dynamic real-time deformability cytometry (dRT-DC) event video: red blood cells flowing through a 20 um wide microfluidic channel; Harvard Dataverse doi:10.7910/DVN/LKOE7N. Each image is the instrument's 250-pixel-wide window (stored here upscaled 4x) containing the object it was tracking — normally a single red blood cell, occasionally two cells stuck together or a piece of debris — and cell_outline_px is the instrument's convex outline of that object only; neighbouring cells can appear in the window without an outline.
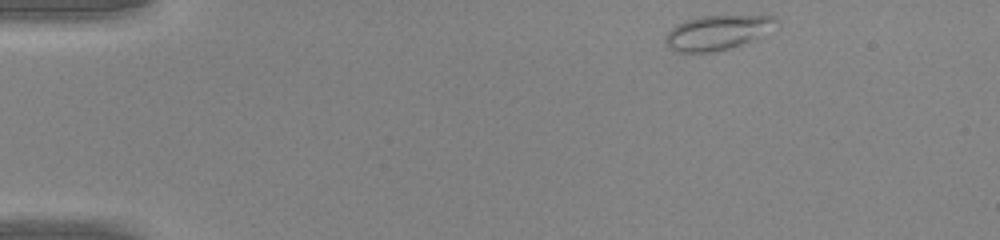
{"species": "common noctule bat (a hibernating species)", "species_latin": "Nyctalus noctula", "temperature_condition": "warm", "stored_images_in_passage": 32, "camera_frame_rate_fps": 3000, "um_per_image_px": 0.085, "animal": {"sex": "male", "body_mass_g": 20.0, "forearm_length_mm": 53.3}, "frame": {"image": 1, "passage_image": 1, "time_ms": 0.0, "image_size_px": [1000, 240], "cell_outline_px": [[780, 20], [756, 36], [740, 44], [728, 48], [712, 52], [672, 52], [664, 44], [664, 36], [676, 24], [684, 20], [700, 16], [776, 16]], "centroid_in_image_um": [60.8, 2.77], "position_along_channel_um": 24.2, "area_um2": 21.79}}
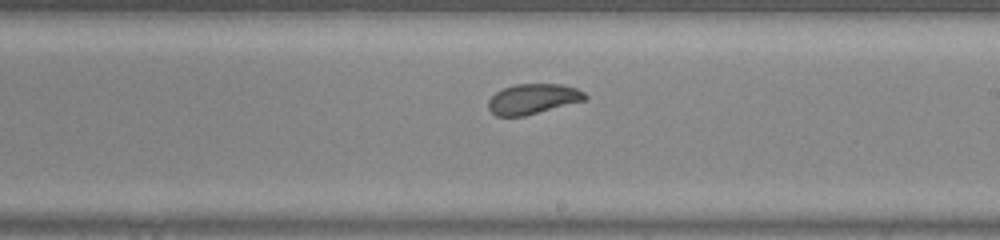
{"frame": {"image": 2, "passage_image": 22, "time_ms": 7.0, "image_size_px": [1000, 240], "cell_outline_px": [[588, 100], [524, 116], [496, 116], [488, 108], [488, 100], [496, 92], [504, 88], [516, 84], [560, 84], [576, 88], [584, 92], [588, 96]], "centroid_in_image_um": [45.33, 8.41], "position_along_channel_um": 243.7, "area_um2": 17.11}}
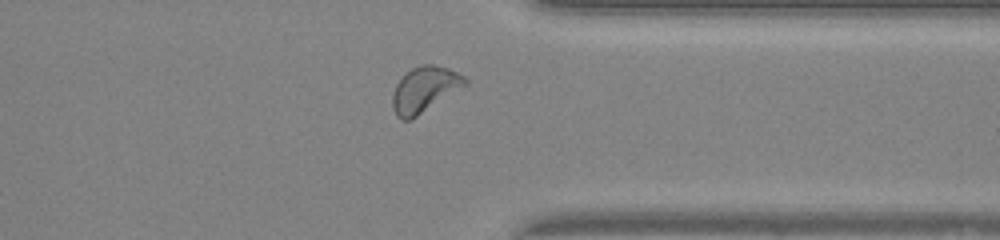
{"frame": {"image": 3, "passage_image": 31, "time_ms": 10.0, "image_size_px": [1000, 240], "cell_outline_px": [[468, 84], [416, 116], [408, 120], [400, 120], [396, 116], [392, 108], [392, 96], [396, 84], [412, 68], [420, 64], [432, 64], [448, 68], [464, 76], [468, 80]], "centroid_in_image_um": [36.08, 7.6], "position_along_channel_um": 375.3, "area_um2": 19.02}}